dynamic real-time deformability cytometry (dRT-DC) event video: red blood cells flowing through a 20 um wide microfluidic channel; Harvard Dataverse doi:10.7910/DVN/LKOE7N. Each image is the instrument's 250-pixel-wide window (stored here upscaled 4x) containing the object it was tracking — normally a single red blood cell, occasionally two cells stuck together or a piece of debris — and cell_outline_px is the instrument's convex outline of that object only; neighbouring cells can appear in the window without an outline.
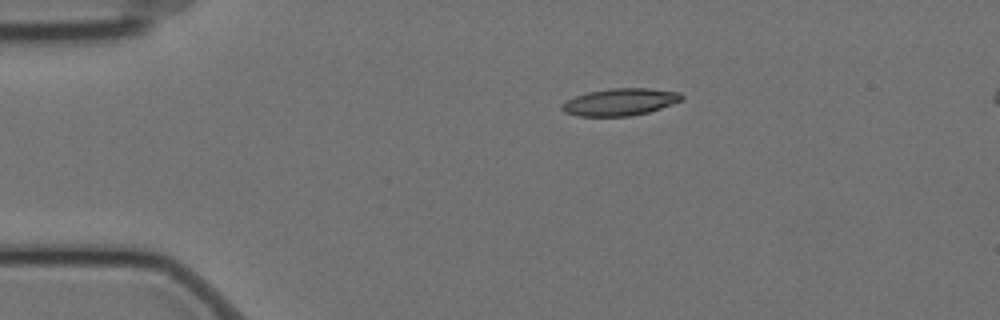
{"species": "Egyptian fruit bat (a non-hibernating species)", "species_latin": "Rousettus aegyptiacus", "temperature_condition": "cold", "stored_images_in_passage": 47, "camera_frame_rate_fps": 3000, "um_per_image_px": 0.085, "animal": {"sex": "female"}, "frame": {"image": 1, "passage_image": 1, "time_ms": 0.0, "image_size_px": [1000, 320], "cell_outline_px": [[684, 100], [648, 112], [628, 116], [576, 116], [564, 112], [560, 108], [560, 104], [576, 96], [588, 92], [612, 88], [648, 88], [680, 92], [684, 96]], "centroid_in_image_um": [52.71, 8.67], "position_along_channel_um": 32.3, "area_um2": 18.96}}
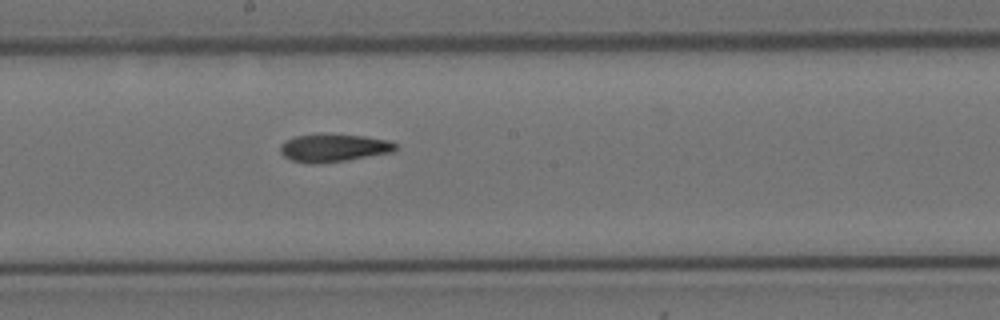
{"frame": {"image": 2, "passage_image": 21, "time_ms": 6.667, "image_size_px": [1000, 320], "cell_outline_px": [[396, 148], [392, 152], [348, 160], [316, 164], [308, 164], [292, 160], [284, 156], [280, 152], [280, 144], [284, 140], [296, 136], [364, 136], [388, 140], [396, 144]], "centroid_in_image_um": [28.33, 12.61], "position_along_channel_um": 219.9, "area_um2": 18.15}}
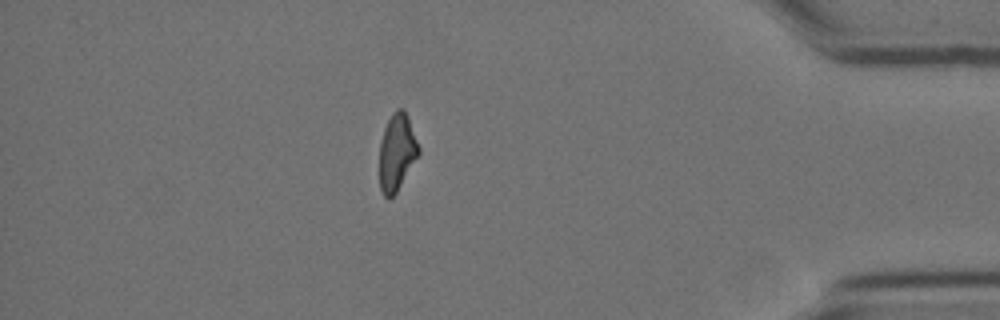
{"frame": {"image": 3, "passage_image": 40, "time_ms": 13.0, "image_size_px": [1000, 320], "cell_outline_px": [[420, 152], [396, 192], [388, 200], [384, 196], [380, 188], [380, 144], [384, 128], [392, 112], [396, 108], [404, 108], [408, 116], [420, 148]], "centroid_in_image_um": [33.73, 12.9], "position_along_channel_um": 401.5, "area_um2": 17.46}, "authors_computed_cell_mechanics": {"area_um2": 18.5538, "velocity_mm_per_s": 3.5072, "shape_relaxation_time_tau1_ms": null, "shape_relaxation_time_tau2_ms": 3.7399, "deformation_change_tau1": null, "deformation_change_tau2": 0.1111}}